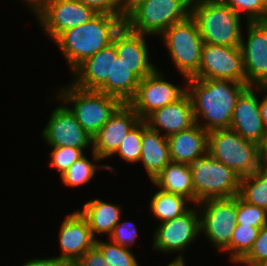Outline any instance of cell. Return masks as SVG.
Here are the masks:
<instances>
[{
  "label": "cell",
  "instance_id": "obj_45",
  "mask_svg": "<svg viewBox=\"0 0 267 266\" xmlns=\"http://www.w3.org/2000/svg\"><path fill=\"white\" fill-rule=\"evenodd\" d=\"M185 260H182V259H174L171 261V263H169L168 265L166 266H185Z\"/></svg>",
  "mask_w": 267,
  "mask_h": 266
},
{
  "label": "cell",
  "instance_id": "obj_34",
  "mask_svg": "<svg viewBox=\"0 0 267 266\" xmlns=\"http://www.w3.org/2000/svg\"><path fill=\"white\" fill-rule=\"evenodd\" d=\"M236 224L261 228L267 224V210L245 202L237 195Z\"/></svg>",
  "mask_w": 267,
  "mask_h": 266
},
{
  "label": "cell",
  "instance_id": "obj_15",
  "mask_svg": "<svg viewBox=\"0 0 267 266\" xmlns=\"http://www.w3.org/2000/svg\"><path fill=\"white\" fill-rule=\"evenodd\" d=\"M61 104L52 111L50 118L42 130V138L49 146H68L93 150L91 137L79 124L68 105Z\"/></svg>",
  "mask_w": 267,
  "mask_h": 266
},
{
  "label": "cell",
  "instance_id": "obj_37",
  "mask_svg": "<svg viewBox=\"0 0 267 266\" xmlns=\"http://www.w3.org/2000/svg\"><path fill=\"white\" fill-rule=\"evenodd\" d=\"M136 237H138V230L132 221H119L108 239L118 245L130 248L137 241Z\"/></svg>",
  "mask_w": 267,
  "mask_h": 266
},
{
  "label": "cell",
  "instance_id": "obj_38",
  "mask_svg": "<svg viewBox=\"0 0 267 266\" xmlns=\"http://www.w3.org/2000/svg\"><path fill=\"white\" fill-rule=\"evenodd\" d=\"M98 14L126 16L125 0H79Z\"/></svg>",
  "mask_w": 267,
  "mask_h": 266
},
{
  "label": "cell",
  "instance_id": "obj_31",
  "mask_svg": "<svg viewBox=\"0 0 267 266\" xmlns=\"http://www.w3.org/2000/svg\"><path fill=\"white\" fill-rule=\"evenodd\" d=\"M95 241V247L101 252L110 266H139L137 257L134 256L130 248L123 247L108 239Z\"/></svg>",
  "mask_w": 267,
  "mask_h": 266
},
{
  "label": "cell",
  "instance_id": "obj_1",
  "mask_svg": "<svg viewBox=\"0 0 267 266\" xmlns=\"http://www.w3.org/2000/svg\"><path fill=\"white\" fill-rule=\"evenodd\" d=\"M195 122L210 132L229 129L240 94L248 87L232 80L189 78L186 81ZM204 120V123H199Z\"/></svg>",
  "mask_w": 267,
  "mask_h": 266
},
{
  "label": "cell",
  "instance_id": "obj_8",
  "mask_svg": "<svg viewBox=\"0 0 267 266\" xmlns=\"http://www.w3.org/2000/svg\"><path fill=\"white\" fill-rule=\"evenodd\" d=\"M195 205L210 198L237 196L241 177L209 153L190 165Z\"/></svg>",
  "mask_w": 267,
  "mask_h": 266
},
{
  "label": "cell",
  "instance_id": "obj_25",
  "mask_svg": "<svg viewBox=\"0 0 267 266\" xmlns=\"http://www.w3.org/2000/svg\"><path fill=\"white\" fill-rule=\"evenodd\" d=\"M78 211L87 220L95 239L96 234L110 236L114 227L122 220L121 214H123L120 206L102 201L99 198L87 201L82 210Z\"/></svg>",
  "mask_w": 267,
  "mask_h": 266
},
{
  "label": "cell",
  "instance_id": "obj_41",
  "mask_svg": "<svg viewBox=\"0 0 267 266\" xmlns=\"http://www.w3.org/2000/svg\"><path fill=\"white\" fill-rule=\"evenodd\" d=\"M52 0H23L29 9L38 17L51 3Z\"/></svg>",
  "mask_w": 267,
  "mask_h": 266
},
{
  "label": "cell",
  "instance_id": "obj_44",
  "mask_svg": "<svg viewBox=\"0 0 267 266\" xmlns=\"http://www.w3.org/2000/svg\"><path fill=\"white\" fill-rule=\"evenodd\" d=\"M140 1L144 0H125L126 14Z\"/></svg>",
  "mask_w": 267,
  "mask_h": 266
},
{
  "label": "cell",
  "instance_id": "obj_29",
  "mask_svg": "<svg viewBox=\"0 0 267 266\" xmlns=\"http://www.w3.org/2000/svg\"><path fill=\"white\" fill-rule=\"evenodd\" d=\"M105 168L114 171L111 165L94 164L85 155L75 161L61 176L60 179L65 186L79 187L85 185L94 178L98 169Z\"/></svg>",
  "mask_w": 267,
  "mask_h": 266
},
{
  "label": "cell",
  "instance_id": "obj_39",
  "mask_svg": "<svg viewBox=\"0 0 267 266\" xmlns=\"http://www.w3.org/2000/svg\"><path fill=\"white\" fill-rule=\"evenodd\" d=\"M72 266H110L94 246L87 250Z\"/></svg>",
  "mask_w": 267,
  "mask_h": 266
},
{
  "label": "cell",
  "instance_id": "obj_5",
  "mask_svg": "<svg viewBox=\"0 0 267 266\" xmlns=\"http://www.w3.org/2000/svg\"><path fill=\"white\" fill-rule=\"evenodd\" d=\"M192 0H144L127 14L124 24L133 32L160 36L167 28L191 15Z\"/></svg>",
  "mask_w": 267,
  "mask_h": 266
},
{
  "label": "cell",
  "instance_id": "obj_12",
  "mask_svg": "<svg viewBox=\"0 0 267 266\" xmlns=\"http://www.w3.org/2000/svg\"><path fill=\"white\" fill-rule=\"evenodd\" d=\"M164 75L156 69L140 80L135 96L128 103L141 120L155 110L178 101L187 93L186 85L176 86L164 79Z\"/></svg>",
  "mask_w": 267,
  "mask_h": 266
},
{
  "label": "cell",
  "instance_id": "obj_21",
  "mask_svg": "<svg viewBox=\"0 0 267 266\" xmlns=\"http://www.w3.org/2000/svg\"><path fill=\"white\" fill-rule=\"evenodd\" d=\"M144 121L150 129L160 134L164 130L165 137L189 129L196 124L192 102L187 93L178 101L155 110Z\"/></svg>",
  "mask_w": 267,
  "mask_h": 266
},
{
  "label": "cell",
  "instance_id": "obj_36",
  "mask_svg": "<svg viewBox=\"0 0 267 266\" xmlns=\"http://www.w3.org/2000/svg\"><path fill=\"white\" fill-rule=\"evenodd\" d=\"M267 263V224L262 226L249 252L237 263L246 266H264Z\"/></svg>",
  "mask_w": 267,
  "mask_h": 266
},
{
  "label": "cell",
  "instance_id": "obj_40",
  "mask_svg": "<svg viewBox=\"0 0 267 266\" xmlns=\"http://www.w3.org/2000/svg\"><path fill=\"white\" fill-rule=\"evenodd\" d=\"M22 266H69L67 263L59 260L57 257L51 258H33L27 260Z\"/></svg>",
  "mask_w": 267,
  "mask_h": 266
},
{
  "label": "cell",
  "instance_id": "obj_28",
  "mask_svg": "<svg viewBox=\"0 0 267 266\" xmlns=\"http://www.w3.org/2000/svg\"><path fill=\"white\" fill-rule=\"evenodd\" d=\"M245 202L267 210V167L240 179L238 194Z\"/></svg>",
  "mask_w": 267,
  "mask_h": 266
},
{
  "label": "cell",
  "instance_id": "obj_2",
  "mask_svg": "<svg viewBox=\"0 0 267 266\" xmlns=\"http://www.w3.org/2000/svg\"><path fill=\"white\" fill-rule=\"evenodd\" d=\"M126 16L97 14L89 22L69 28L55 40L72 72L86 59L109 46Z\"/></svg>",
  "mask_w": 267,
  "mask_h": 266
},
{
  "label": "cell",
  "instance_id": "obj_33",
  "mask_svg": "<svg viewBox=\"0 0 267 266\" xmlns=\"http://www.w3.org/2000/svg\"><path fill=\"white\" fill-rule=\"evenodd\" d=\"M230 6L240 16L243 13L247 22L267 21V0H219Z\"/></svg>",
  "mask_w": 267,
  "mask_h": 266
},
{
  "label": "cell",
  "instance_id": "obj_7",
  "mask_svg": "<svg viewBox=\"0 0 267 266\" xmlns=\"http://www.w3.org/2000/svg\"><path fill=\"white\" fill-rule=\"evenodd\" d=\"M170 59L185 81L199 70L203 40L191 15L167 28L161 35Z\"/></svg>",
  "mask_w": 267,
  "mask_h": 266
},
{
  "label": "cell",
  "instance_id": "obj_3",
  "mask_svg": "<svg viewBox=\"0 0 267 266\" xmlns=\"http://www.w3.org/2000/svg\"><path fill=\"white\" fill-rule=\"evenodd\" d=\"M191 17L204 43L240 47L241 16L219 0H192Z\"/></svg>",
  "mask_w": 267,
  "mask_h": 266
},
{
  "label": "cell",
  "instance_id": "obj_4",
  "mask_svg": "<svg viewBox=\"0 0 267 266\" xmlns=\"http://www.w3.org/2000/svg\"><path fill=\"white\" fill-rule=\"evenodd\" d=\"M58 93V94H57ZM55 98L69 105L82 128L94 137L122 104L117 98L97 90H85L72 83L60 88ZM73 106H72V105Z\"/></svg>",
  "mask_w": 267,
  "mask_h": 266
},
{
  "label": "cell",
  "instance_id": "obj_43",
  "mask_svg": "<svg viewBox=\"0 0 267 266\" xmlns=\"http://www.w3.org/2000/svg\"><path fill=\"white\" fill-rule=\"evenodd\" d=\"M261 151V164L267 167V135L265 136L264 142L260 146Z\"/></svg>",
  "mask_w": 267,
  "mask_h": 266
},
{
  "label": "cell",
  "instance_id": "obj_9",
  "mask_svg": "<svg viewBox=\"0 0 267 266\" xmlns=\"http://www.w3.org/2000/svg\"><path fill=\"white\" fill-rule=\"evenodd\" d=\"M201 233L218 250L229 253L236 227L237 196L210 198L199 202Z\"/></svg>",
  "mask_w": 267,
  "mask_h": 266
},
{
  "label": "cell",
  "instance_id": "obj_23",
  "mask_svg": "<svg viewBox=\"0 0 267 266\" xmlns=\"http://www.w3.org/2000/svg\"><path fill=\"white\" fill-rule=\"evenodd\" d=\"M139 162L144 165L150 181L171 162L167 137L150 129L144 120Z\"/></svg>",
  "mask_w": 267,
  "mask_h": 266
},
{
  "label": "cell",
  "instance_id": "obj_30",
  "mask_svg": "<svg viewBox=\"0 0 267 266\" xmlns=\"http://www.w3.org/2000/svg\"><path fill=\"white\" fill-rule=\"evenodd\" d=\"M261 228L236 224L229 244L230 261L238 263L251 249Z\"/></svg>",
  "mask_w": 267,
  "mask_h": 266
},
{
  "label": "cell",
  "instance_id": "obj_6",
  "mask_svg": "<svg viewBox=\"0 0 267 266\" xmlns=\"http://www.w3.org/2000/svg\"><path fill=\"white\" fill-rule=\"evenodd\" d=\"M208 153L241 178L262 166L260 145L246 140L230 128L209 132Z\"/></svg>",
  "mask_w": 267,
  "mask_h": 266
},
{
  "label": "cell",
  "instance_id": "obj_17",
  "mask_svg": "<svg viewBox=\"0 0 267 266\" xmlns=\"http://www.w3.org/2000/svg\"><path fill=\"white\" fill-rule=\"evenodd\" d=\"M117 56L115 45L111 43L81 63L72 72L75 79L70 82L79 88L112 96L113 57Z\"/></svg>",
  "mask_w": 267,
  "mask_h": 266
},
{
  "label": "cell",
  "instance_id": "obj_42",
  "mask_svg": "<svg viewBox=\"0 0 267 266\" xmlns=\"http://www.w3.org/2000/svg\"><path fill=\"white\" fill-rule=\"evenodd\" d=\"M256 91L264 92L263 100H259L260 102V111L262 115V119L265 125V130L267 131V86H256Z\"/></svg>",
  "mask_w": 267,
  "mask_h": 266
},
{
  "label": "cell",
  "instance_id": "obj_18",
  "mask_svg": "<svg viewBox=\"0 0 267 266\" xmlns=\"http://www.w3.org/2000/svg\"><path fill=\"white\" fill-rule=\"evenodd\" d=\"M256 86H248L238 97L230 121V129L258 145L264 142L267 131L260 111Z\"/></svg>",
  "mask_w": 267,
  "mask_h": 266
},
{
  "label": "cell",
  "instance_id": "obj_16",
  "mask_svg": "<svg viewBox=\"0 0 267 266\" xmlns=\"http://www.w3.org/2000/svg\"><path fill=\"white\" fill-rule=\"evenodd\" d=\"M97 14L79 0H52L37 20L54 41L65 30L89 22Z\"/></svg>",
  "mask_w": 267,
  "mask_h": 266
},
{
  "label": "cell",
  "instance_id": "obj_13",
  "mask_svg": "<svg viewBox=\"0 0 267 266\" xmlns=\"http://www.w3.org/2000/svg\"><path fill=\"white\" fill-rule=\"evenodd\" d=\"M247 41L243 37L240 49L248 86H267V21L247 22Z\"/></svg>",
  "mask_w": 267,
  "mask_h": 266
},
{
  "label": "cell",
  "instance_id": "obj_19",
  "mask_svg": "<svg viewBox=\"0 0 267 266\" xmlns=\"http://www.w3.org/2000/svg\"><path fill=\"white\" fill-rule=\"evenodd\" d=\"M95 241L87 220L75 210L68 214L61 224L59 231L61 254L56 257L72 266L87 250L95 246Z\"/></svg>",
  "mask_w": 267,
  "mask_h": 266
},
{
  "label": "cell",
  "instance_id": "obj_24",
  "mask_svg": "<svg viewBox=\"0 0 267 266\" xmlns=\"http://www.w3.org/2000/svg\"><path fill=\"white\" fill-rule=\"evenodd\" d=\"M151 182L158 189L181 195L195 205L192 171L189 164L171 161Z\"/></svg>",
  "mask_w": 267,
  "mask_h": 266
},
{
  "label": "cell",
  "instance_id": "obj_26",
  "mask_svg": "<svg viewBox=\"0 0 267 266\" xmlns=\"http://www.w3.org/2000/svg\"><path fill=\"white\" fill-rule=\"evenodd\" d=\"M189 202L191 203L181 195L159 189L151 198L149 206L152 215L163 223L187 212L190 209L187 205Z\"/></svg>",
  "mask_w": 267,
  "mask_h": 266
},
{
  "label": "cell",
  "instance_id": "obj_32",
  "mask_svg": "<svg viewBox=\"0 0 267 266\" xmlns=\"http://www.w3.org/2000/svg\"><path fill=\"white\" fill-rule=\"evenodd\" d=\"M143 133V120H140L125 136L117 151L113 154L119 155L128 163H139L141 157V138Z\"/></svg>",
  "mask_w": 267,
  "mask_h": 266
},
{
  "label": "cell",
  "instance_id": "obj_20",
  "mask_svg": "<svg viewBox=\"0 0 267 266\" xmlns=\"http://www.w3.org/2000/svg\"><path fill=\"white\" fill-rule=\"evenodd\" d=\"M145 37L148 35L133 32L124 24L112 41L119 59L123 60L140 80L157 69L156 65L150 61Z\"/></svg>",
  "mask_w": 267,
  "mask_h": 266
},
{
  "label": "cell",
  "instance_id": "obj_35",
  "mask_svg": "<svg viewBox=\"0 0 267 266\" xmlns=\"http://www.w3.org/2000/svg\"><path fill=\"white\" fill-rule=\"evenodd\" d=\"M49 166L60 173V176L77 160L84 156V150L68 146H50Z\"/></svg>",
  "mask_w": 267,
  "mask_h": 266
},
{
  "label": "cell",
  "instance_id": "obj_22",
  "mask_svg": "<svg viewBox=\"0 0 267 266\" xmlns=\"http://www.w3.org/2000/svg\"><path fill=\"white\" fill-rule=\"evenodd\" d=\"M208 134L197 123L191 128L167 137L172 162L193 164L208 153Z\"/></svg>",
  "mask_w": 267,
  "mask_h": 266
},
{
  "label": "cell",
  "instance_id": "obj_11",
  "mask_svg": "<svg viewBox=\"0 0 267 266\" xmlns=\"http://www.w3.org/2000/svg\"><path fill=\"white\" fill-rule=\"evenodd\" d=\"M197 79L232 80L246 84L240 47L204 43Z\"/></svg>",
  "mask_w": 267,
  "mask_h": 266
},
{
  "label": "cell",
  "instance_id": "obj_14",
  "mask_svg": "<svg viewBox=\"0 0 267 266\" xmlns=\"http://www.w3.org/2000/svg\"><path fill=\"white\" fill-rule=\"evenodd\" d=\"M140 120L128 103H122L93 137V162L112 157L128 132Z\"/></svg>",
  "mask_w": 267,
  "mask_h": 266
},
{
  "label": "cell",
  "instance_id": "obj_27",
  "mask_svg": "<svg viewBox=\"0 0 267 266\" xmlns=\"http://www.w3.org/2000/svg\"><path fill=\"white\" fill-rule=\"evenodd\" d=\"M140 79L119 57H113L112 96L121 103H129L136 94Z\"/></svg>",
  "mask_w": 267,
  "mask_h": 266
},
{
  "label": "cell",
  "instance_id": "obj_10",
  "mask_svg": "<svg viewBox=\"0 0 267 266\" xmlns=\"http://www.w3.org/2000/svg\"><path fill=\"white\" fill-rule=\"evenodd\" d=\"M181 216L159 223L154 232L152 248L163 253L178 252L176 259L184 260V250L201 234L198 205ZM183 256V257H182Z\"/></svg>",
  "mask_w": 267,
  "mask_h": 266
}]
</instances>
